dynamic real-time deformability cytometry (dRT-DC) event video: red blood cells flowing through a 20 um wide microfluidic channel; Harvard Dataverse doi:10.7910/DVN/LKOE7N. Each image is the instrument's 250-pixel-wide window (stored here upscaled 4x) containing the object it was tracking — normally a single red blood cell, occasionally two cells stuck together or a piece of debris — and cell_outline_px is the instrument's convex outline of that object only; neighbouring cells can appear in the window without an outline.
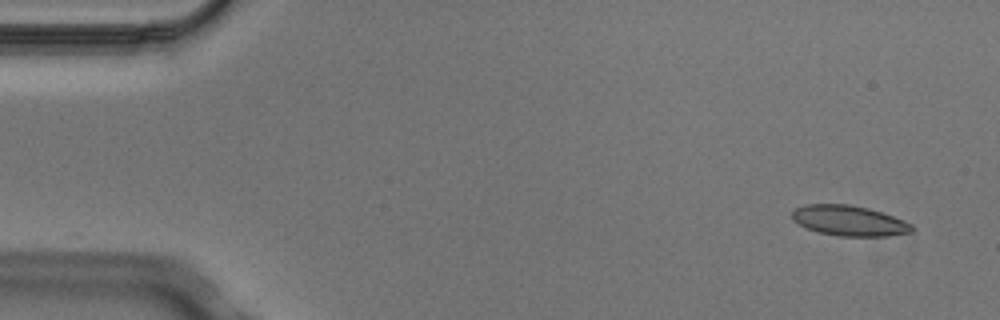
{"species": "Egyptian fruit bat (a non-hibernating species)", "species_latin": "Rousettus aegyptiacus", "temperature_condition": "cold", "stored_images_in_passage": 6, "camera_frame_rate_fps": 3000, "um_per_image_px": 0.085, "animal": {"sex": "male"}, "frame": {"image": 1, "passage_image": 1, "time_ms": 0.0, "image_size_px": [1000, 320], "cell_outline_px": [[912, 232], [888, 236], [840, 236], [820, 232], [808, 228], [792, 220], [792, 212], [796, 208], [804, 204], [848, 204], [868, 208], [892, 216], [912, 224]], "centroid_in_image_um": [72.16, 18.75], "position_along_channel_um": 12.8, "area_um2": 20.92}}
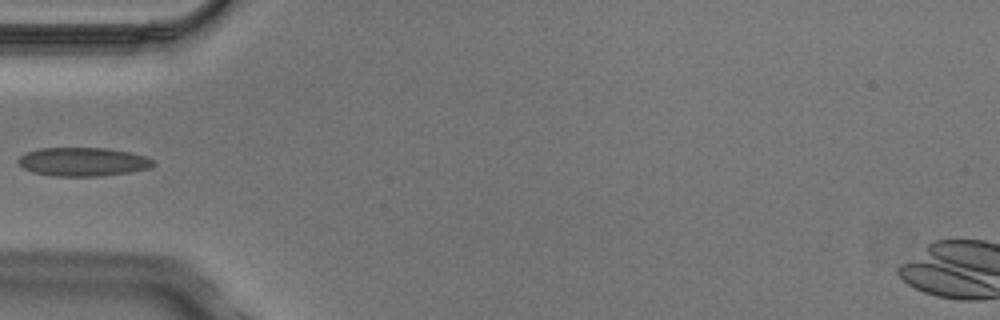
{"frame": {"image": 2, "passage_image": 5, "time_ms": 1.333, "image_size_px": [1000, 320], "cell_outline_px": [[156, 164], [152, 168], [128, 172], [100, 176], [52, 176], [32, 172], [24, 168], [16, 160], [24, 152], [40, 148], [104, 148], [128, 152], [144, 156], [152, 160]], "centroid_in_image_um": [7.02, 13.75], "position_along_channel_um": 78.0, "area_um2": 22.54}}
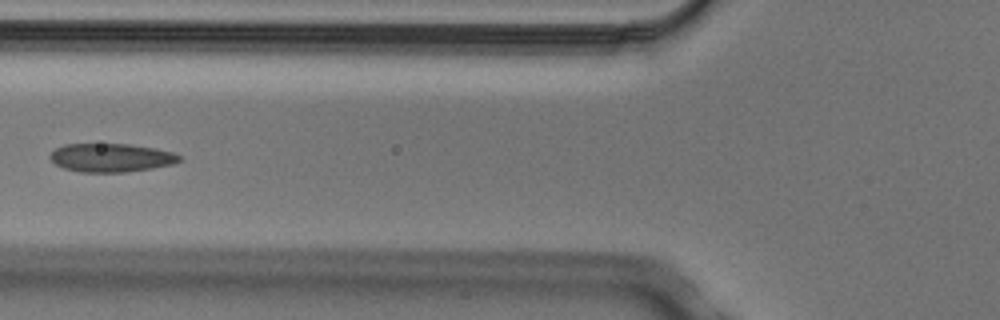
{"frame": {"image": 3, "passage_image": 6, "time_ms": 1.667, "image_size_px": [1000, 320], "cell_outline_px": [[180, 160], [172, 164], [152, 168], [124, 172], [80, 172], [64, 168], [56, 164], [48, 156], [56, 148], [64, 144], [128, 144], [152, 148], [172, 152], [180, 156]], "centroid_in_image_um": [9.4, 13.4], "position_along_channel_um": 116.4, "area_um2": 21.21}}